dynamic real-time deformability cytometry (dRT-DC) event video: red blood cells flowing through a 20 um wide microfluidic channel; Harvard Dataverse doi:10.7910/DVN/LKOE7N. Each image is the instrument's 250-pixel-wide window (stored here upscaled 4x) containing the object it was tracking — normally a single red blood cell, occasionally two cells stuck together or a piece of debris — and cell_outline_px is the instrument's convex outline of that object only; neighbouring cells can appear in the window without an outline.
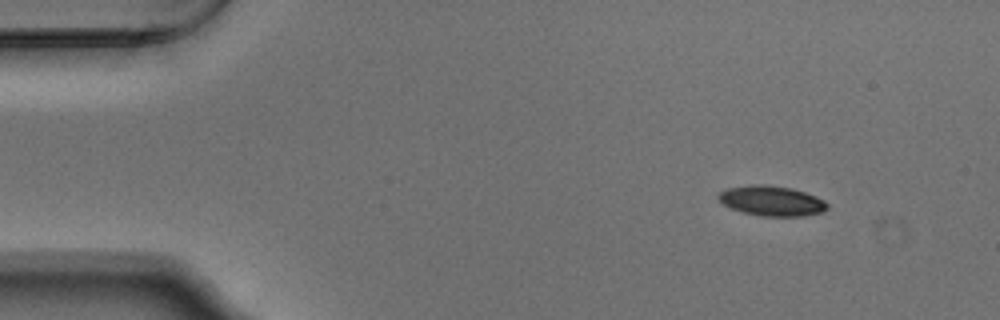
{"species": "Egyptian fruit bat (a non-hibernating species)", "species_latin": "Rousettus aegyptiacus", "temperature_condition": "warm", "stored_images_in_passage": 49, "camera_frame_rate_fps": 3000, "um_per_image_px": 0.085, "animal": {"sex": "male"}, "frame": {"image": 1, "passage_image": 1, "time_ms": 0.0, "image_size_px": [1000, 320], "cell_outline_px": [[828, 208], [824, 212], [804, 216], [760, 216], [744, 212], [732, 208], [724, 204], [716, 196], [720, 192], [728, 188], [752, 184], [764, 184], [792, 188], [816, 196], [824, 200], [828, 204]], "centroid_in_image_um": [65.62, 17.07], "position_along_channel_um": 19.4, "area_um2": 19.07}}
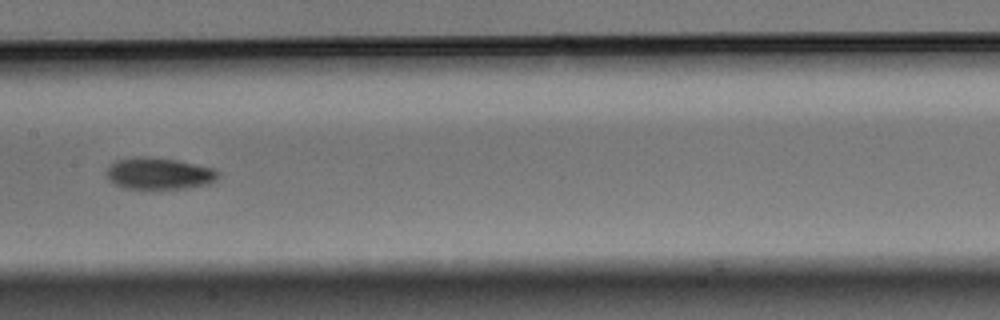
{"frame": {"image": 2, "passage_image": 22, "time_ms": 7.0, "image_size_px": [1000, 320], "cell_outline_px": [[220, 176], [216, 180], [208, 184], [188, 188], [124, 188], [108, 180], [108, 168], [116, 160], [140, 156], [152, 156], [176, 160], [196, 164], [212, 168], [220, 172]], "centroid_in_image_um": [13.56, 14.74], "position_along_channel_um": 193.8, "area_um2": 20.52}}
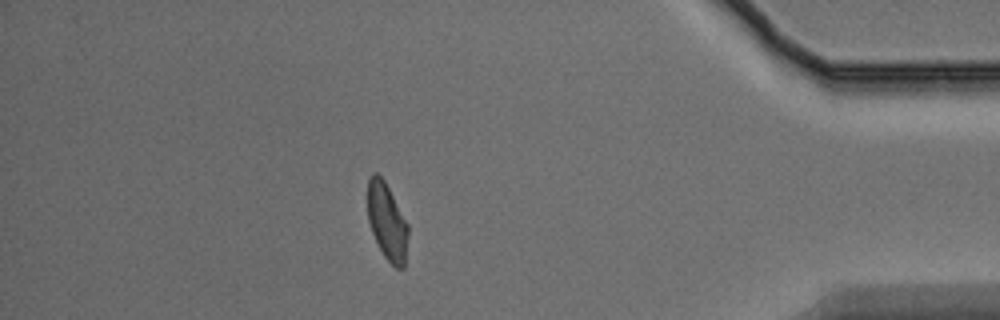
{"frame": {"image": 3, "passage_image": 42, "time_ms": 13.667, "image_size_px": [1000, 320], "cell_outline_px": [[408, 236], [404, 268], [396, 268], [384, 256], [372, 232], [368, 220], [368, 180], [372, 172], [376, 172], [384, 180], [408, 224]], "centroid_in_image_um": [32.9, 18.83], "position_along_channel_um": 402.3, "area_um2": 17.92}, "authors_computed_cell_mechanics": {"area_um2": 19.4208, "velocity_mm_per_s": 3.7442, "shape_relaxation_time_tau1_ms": 3.3492, "shape_relaxation_time_tau2_ms": 5.9882, "deformation_change_tau1": 0.1204, "deformation_change_tau2": 0.1155}}